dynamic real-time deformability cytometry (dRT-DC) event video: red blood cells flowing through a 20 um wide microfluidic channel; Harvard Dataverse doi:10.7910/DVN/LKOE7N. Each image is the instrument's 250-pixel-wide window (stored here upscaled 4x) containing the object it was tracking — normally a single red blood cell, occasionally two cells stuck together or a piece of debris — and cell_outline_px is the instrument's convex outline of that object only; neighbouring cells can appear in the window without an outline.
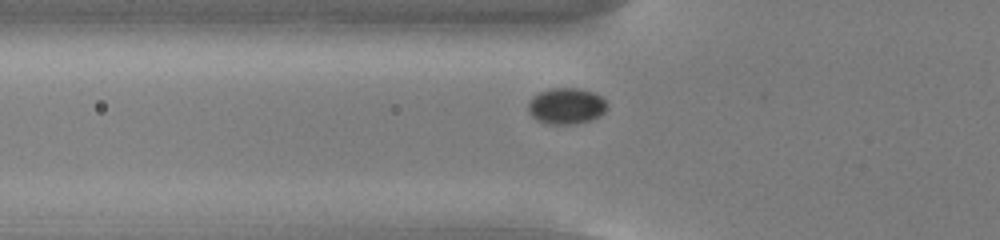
{"species": "common noctule bat (a hibernating species)", "species_latin": "Nyctalus noctula", "temperature_condition": "cold", "stored_images_in_passage": 49, "camera_frame_rate_fps": 3000, "um_per_image_px": 0.085, "animal": {"sex": "male", "body_mass_g": 13.0, "forearm_length_mm": 53.1}, "frame": {"image": 1, "passage_image": 13, "time_ms": 4.0, "image_size_px": [1000, 240], "cell_outline_px": [[608, 108], [600, 116], [588, 120], [572, 124], [548, 124], [536, 120], [528, 112], [528, 100], [532, 96], [540, 92], [552, 88], [580, 88], [592, 92], [600, 96], [608, 104]], "centroid_in_image_um": [48.11, 9.01], "position_along_channel_um": 77.7, "area_um2": 16.7}}
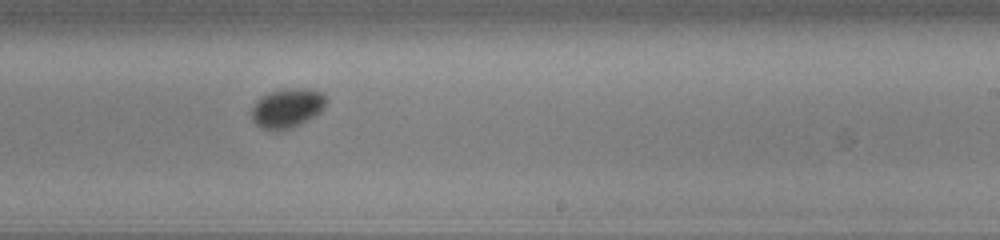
{"frame": {"image": 2, "passage_image": 28, "time_ms": 9.0, "image_size_px": [1000, 240], "cell_outline_px": [[328, 100], [324, 108], [320, 112], [300, 124], [292, 128], [276, 132], [260, 128], [252, 120], [252, 108], [256, 100], [260, 96], [268, 92], [288, 88], [308, 88], [320, 92]], "centroid_in_image_um": [24.39, 9.2], "position_along_channel_um": 264.6, "area_um2": 17.4}}
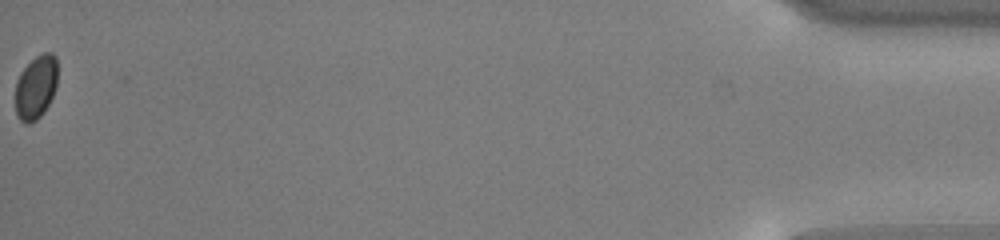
{"frame": {"image": 3, "passage_image": 49, "time_ms": 16.0, "image_size_px": [1000, 240], "cell_outline_px": [[56, 88], [44, 112], [36, 120], [28, 124], [24, 124], [16, 116], [16, 80], [20, 72], [36, 56], [44, 52], [52, 52], [56, 56]], "centroid_in_image_um": [3.04, 7.42], "position_along_channel_um": 432.2, "area_um2": 15.66}}